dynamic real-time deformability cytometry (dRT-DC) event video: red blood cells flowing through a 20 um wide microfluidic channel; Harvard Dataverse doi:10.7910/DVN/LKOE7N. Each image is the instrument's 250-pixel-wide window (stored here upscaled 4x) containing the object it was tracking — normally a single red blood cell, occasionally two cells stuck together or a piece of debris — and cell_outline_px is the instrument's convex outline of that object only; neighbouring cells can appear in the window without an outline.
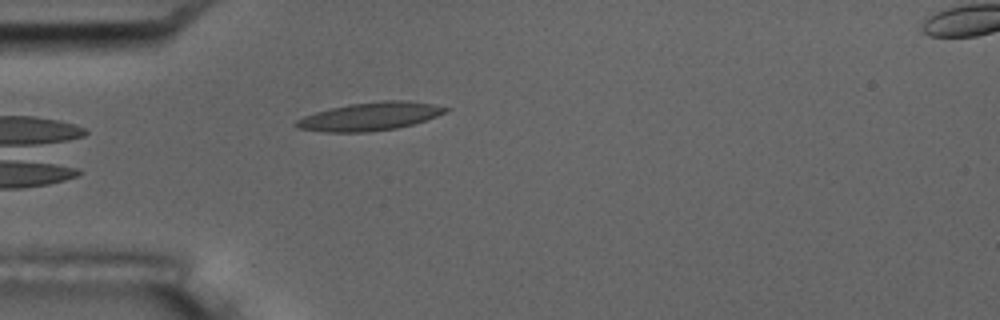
{"species": "common noctule bat (a hibernating species)", "species_latin": "Nyctalus noctula", "temperature_condition": "room temperature", "stored_images_in_passage": 5, "camera_frame_rate_fps": 3000, "um_per_image_px": 0.085, "animal": {"sex": "male", "body_mass_g": 17.5, "forearm_length_mm": 52.3}, "frame": {"image": 1, "passage_image": 4, "time_ms": 3.667, "image_size_px": [1000, 320], "cell_outline_px": [[452, 108], [436, 116], [412, 124], [396, 128], [368, 132], [328, 132], [296, 128], [292, 124], [296, 120], [304, 116], [316, 112], [332, 108], [352, 104], [384, 100], [408, 100], [432, 104]], "centroid_in_image_um": [31.43, 9.9], "position_along_channel_um": 53.6, "area_um2": 24.28}}